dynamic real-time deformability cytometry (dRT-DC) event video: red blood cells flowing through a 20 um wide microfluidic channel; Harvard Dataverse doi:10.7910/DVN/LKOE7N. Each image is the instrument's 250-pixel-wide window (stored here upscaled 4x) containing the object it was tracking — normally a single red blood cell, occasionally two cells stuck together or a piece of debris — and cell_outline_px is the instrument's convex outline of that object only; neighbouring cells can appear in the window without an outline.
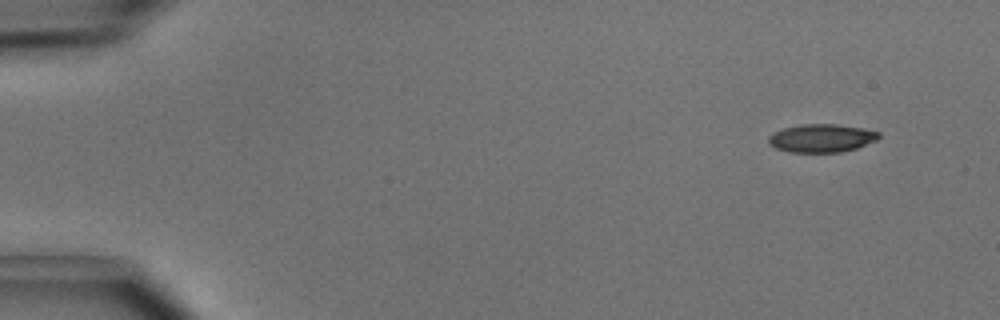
{"species": "common noctule bat (a hibernating species)", "species_latin": "Nyctalus noctula", "temperature_condition": "cold", "stored_images_in_passage": 4, "camera_frame_rate_fps": 3000, "um_per_image_px": 0.085, "animal": {"sex": "male", "body_mass_g": 15.6}, "frame": {"image": 1, "passage_image": 1, "time_ms": 0.0, "image_size_px": [1000, 320], "cell_outline_px": [[880, 136], [876, 140], [856, 148], [840, 152], [788, 152], [776, 148], [768, 144], [768, 136], [772, 132], [784, 128], [804, 124], [836, 124], [860, 128], [880, 132]], "centroid_in_image_um": [69.79, 11.74], "position_along_channel_um": 15.2, "area_um2": 18.03}}
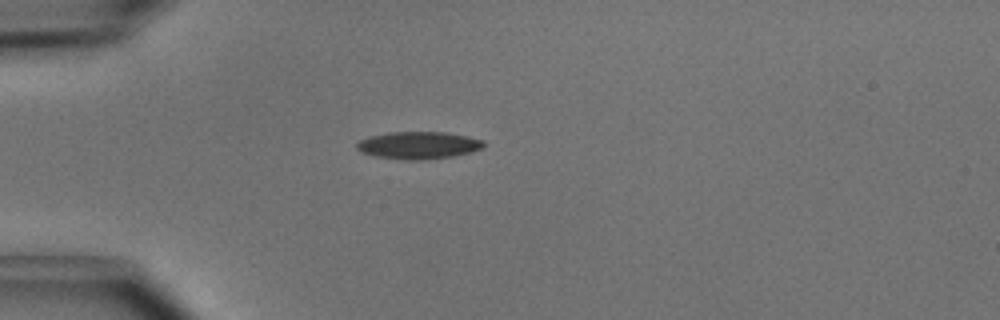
{"frame": {"image": 2, "passage_image": 4, "time_ms": 1.0, "image_size_px": [1000, 320], "cell_outline_px": [[484, 144], [480, 148], [472, 152], [452, 156], [424, 160], [404, 160], [376, 156], [360, 152], [356, 148], [356, 144], [360, 140], [368, 136], [388, 132], [444, 132], [484, 140]], "centroid_in_image_um": [35.52, 12.35], "position_along_channel_um": 49.5, "area_um2": 20.17}}